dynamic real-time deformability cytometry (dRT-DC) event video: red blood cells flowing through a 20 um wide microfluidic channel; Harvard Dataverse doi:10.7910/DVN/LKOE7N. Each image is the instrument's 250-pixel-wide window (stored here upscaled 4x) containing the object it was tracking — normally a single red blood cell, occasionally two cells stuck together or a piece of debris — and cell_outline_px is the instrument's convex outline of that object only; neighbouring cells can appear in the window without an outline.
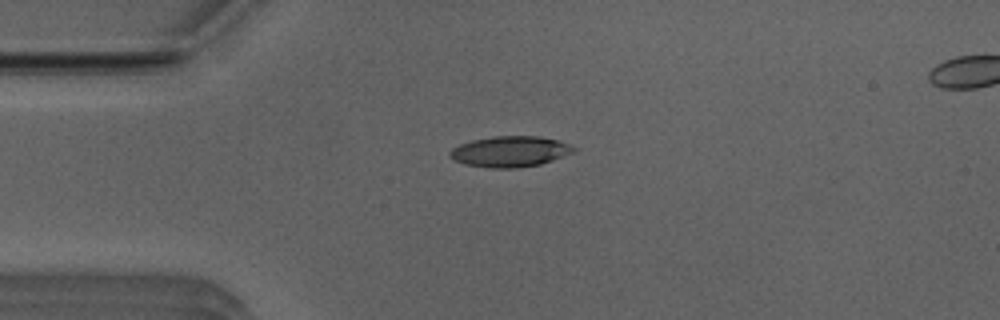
{"species": "Egyptian fruit bat (a non-hibernating species)", "species_latin": "Rousettus aegyptiacus", "temperature_condition": "room temperature", "stored_images_in_passage": 42, "segment_of_instrument_passage": [1, 2], "camera_frame_rate_fps": 3000, "um_per_image_px": 0.085, "animal": {"sex": "male"}, "frame": {"image": 1, "passage_image": 2, "time_ms": 0.333, "image_size_px": [1000, 320], "cell_outline_px": [[576, 148], [572, 152], [552, 160], [540, 164], [516, 168], [488, 168], [464, 164], [456, 160], [448, 152], [452, 148], [460, 144], [472, 140], [492, 136], [540, 136], [556, 140], [568, 144]], "centroid_in_image_um": [43.32, 12.88], "position_along_channel_um": 41.7, "area_um2": 21.96}}
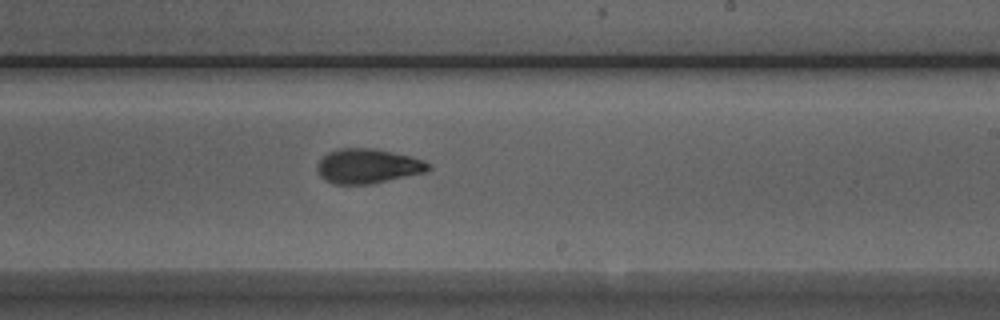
{"frame": {"image": 2, "passage_image": 20, "time_ms": 6.333, "image_size_px": [1000, 320], "cell_outline_px": [[432, 168], [428, 172], [372, 184], [336, 184], [324, 180], [320, 176], [316, 168], [316, 164], [328, 152], [340, 148], [376, 148], [412, 156], [424, 160], [432, 164]], "centroid_in_image_um": [31.31, 14.12], "position_along_channel_um": 257.7, "area_um2": 22.89}}
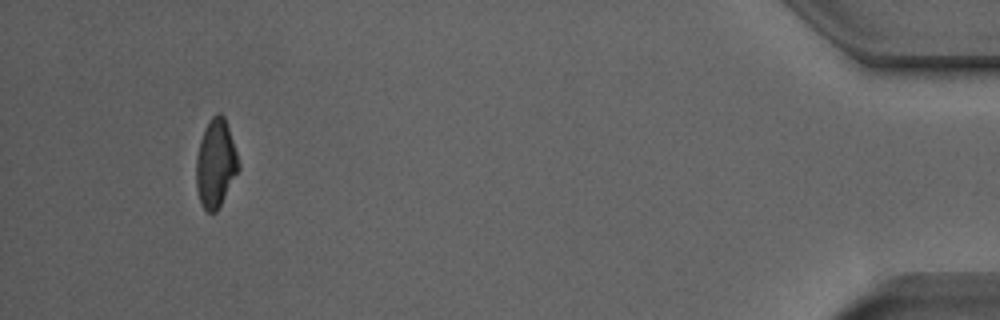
{"frame": {"image": 3, "passage_image": 38, "time_ms": 12.333, "image_size_px": [1000, 320], "cell_outline_px": [[240, 168], [216, 212], [208, 212], [200, 204], [196, 188], [196, 156], [200, 140], [212, 116], [216, 112], [220, 112], [224, 116], [240, 164]], "centroid_in_image_um": [18.32, 13.91], "position_along_channel_um": 416.9, "area_um2": 21.5}}